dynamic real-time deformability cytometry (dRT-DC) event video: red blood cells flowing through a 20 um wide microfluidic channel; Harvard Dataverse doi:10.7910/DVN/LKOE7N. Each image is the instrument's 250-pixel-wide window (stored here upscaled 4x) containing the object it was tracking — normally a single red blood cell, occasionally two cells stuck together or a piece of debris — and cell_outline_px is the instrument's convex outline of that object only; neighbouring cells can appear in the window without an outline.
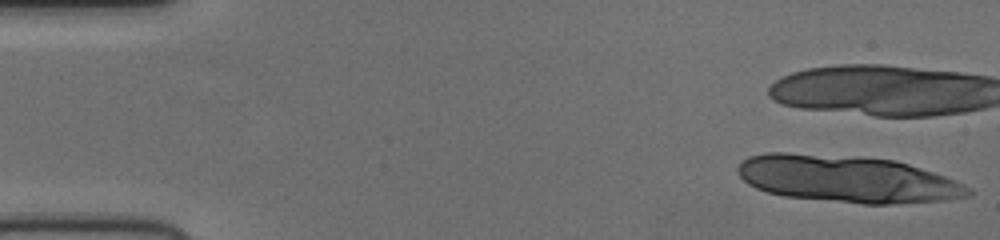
{"species": "human", "species_latin": "Homo sapiens", "temperature_condition": "cold", "stored_images_in_passage": 11, "camera_frame_rate_fps": 3000, "um_per_image_px": 0.085, "donor": {"sex": "female"}, "frame": {"image": 1, "passage_image": 1, "time_ms": 0.0, "image_size_px": [1000, 240], "cell_outline_px": [[972, 196], [948, 200], [892, 204], [864, 204], [784, 196], [768, 192], [756, 188], [748, 184], [736, 172], [736, 168], [748, 156], [764, 152], [784, 152], [860, 156], [896, 160], [956, 180], [972, 188]], "centroid_in_image_um": [72.03, 15.21], "position_along_channel_um": 13.0, "area_um2": 63.58}}